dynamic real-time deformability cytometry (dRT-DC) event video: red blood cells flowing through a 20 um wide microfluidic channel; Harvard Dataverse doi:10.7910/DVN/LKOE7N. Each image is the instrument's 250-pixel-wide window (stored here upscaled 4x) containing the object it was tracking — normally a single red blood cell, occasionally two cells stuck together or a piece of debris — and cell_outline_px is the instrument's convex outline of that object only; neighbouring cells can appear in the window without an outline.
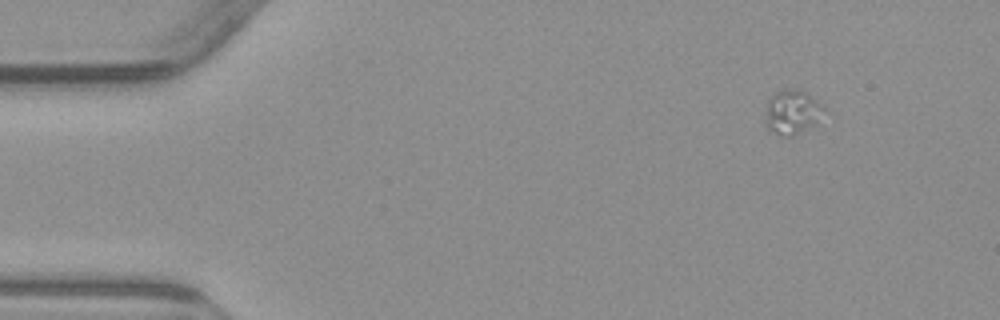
{"species": "common noctule bat (a hibernating species)", "species_latin": "Nyctalus noctula", "temperature_condition": "warm", "stored_images_in_passage": 5, "segment_of_instrument_passage": [1, 2], "camera_frame_rate_fps": 3000, "um_per_image_px": 0.085, "animal": {"sex": "male", "body_mass_g": 23.1, "forearm_length_mm": 52.7}, "frame": {"image": 1, "passage_image": 1, "time_ms": 0.0, "image_size_px": [1000, 320], "cell_outline_px": [[824, 108], [816, 124], [796, 136], [784, 136], [768, 128], [764, 124], [764, 112], [768, 100], [776, 92], [784, 88], [792, 88], [804, 92], [816, 100]], "centroid_in_image_um": [67.28, 9.54], "position_along_channel_um": 17.7, "area_um2": 15.14}}
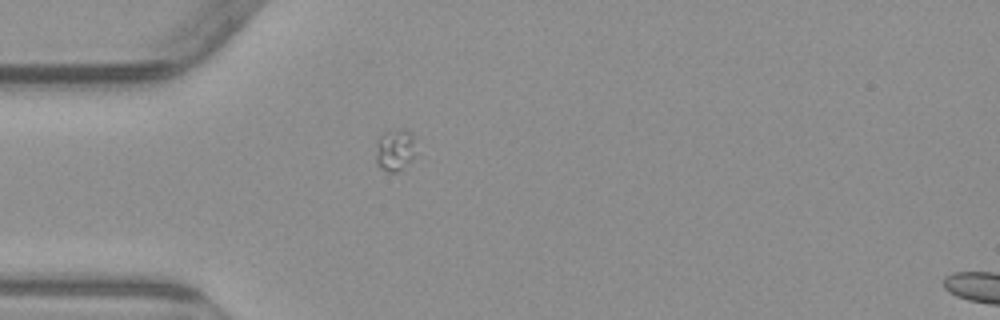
{"frame": {"image": 2, "passage_image": 4, "time_ms": 3.333, "image_size_px": [1000, 320], "cell_outline_px": [[420, 152], [396, 172], [388, 172], [380, 168], [376, 164], [376, 144], [380, 136], [384, 132], [396, 128], [404, 128], [412, 136]], "centroid_in_image_um": [33.6, 12.72], "position_along_channel_um": 51.4, "area_um2": 10.12}}